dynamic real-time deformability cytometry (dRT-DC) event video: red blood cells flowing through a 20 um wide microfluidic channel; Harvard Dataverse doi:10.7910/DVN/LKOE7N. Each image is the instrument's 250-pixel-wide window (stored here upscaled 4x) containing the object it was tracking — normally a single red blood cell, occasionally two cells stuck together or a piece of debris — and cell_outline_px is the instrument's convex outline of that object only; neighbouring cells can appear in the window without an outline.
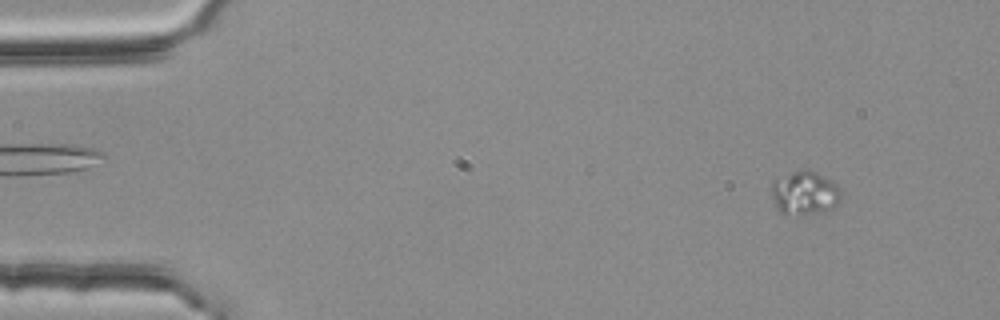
{"species": "common noctule bat (a hibernating species)", "species_latin": "Nyctalus noctula", "temperature_condition": "room temperature", "stored_images_in_passage": 5, "camera_frame_rate_fps": 3000, "um_per_image_px": 0.085, "animal": {"sex": "female", "body_mass_g": 25.1}, "frame": {"image": 1, "passage_image": 1, "time_ms": 0.0, "image_size_px": [1000, 320], "cell_outline_px": [[844, 196], [840, 204], [832, 208], [804, 216], [784, 216], [780, 212], [772, 196], [772, 184], [776, 180], [792, 172], [804, 168], [808, 168], [832, 180], [840, 188]], "centroid_in_image_um": [68.46, 16.43], "position_along_channel_um": 16.5, "area_um2": 18.21}}